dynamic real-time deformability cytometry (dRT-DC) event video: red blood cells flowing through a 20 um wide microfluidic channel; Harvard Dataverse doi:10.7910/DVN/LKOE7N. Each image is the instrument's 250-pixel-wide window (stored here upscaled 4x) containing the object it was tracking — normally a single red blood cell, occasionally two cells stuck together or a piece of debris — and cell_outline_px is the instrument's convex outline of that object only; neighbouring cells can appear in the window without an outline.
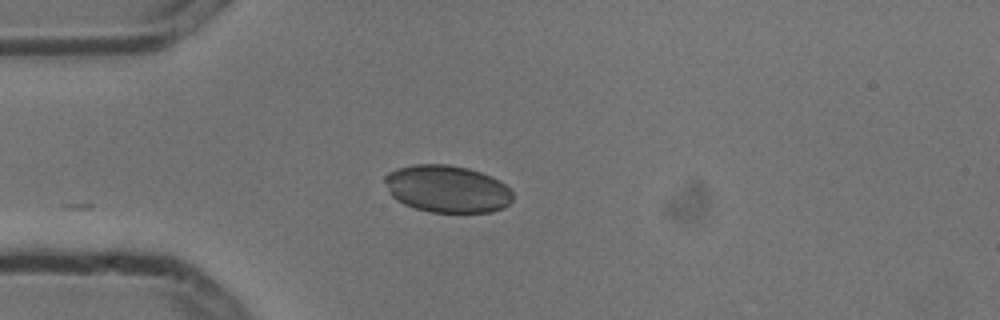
{"species": "common noctule bat (a hibernating species)", "species_latin": "Nyctalus noctula", "temperature_condition": "cold", "stored_images_in_passage": 4, "camera_frame_rate_fps": 3000, "um_per_image_px": 0.085, "animal": {"sex": "male", "body_mass_g": 13.3}, "frame": {"image": 1, "passage_image": 4, "time_ms": 1.0, "image_size_px": [1000, 320], "cell_outline_px": [[512, 200], [504, 208], [492, 212], [428, 212], [404, 204], [396, 200], [388, 192], [384, 180], [384, 176], [388, 172], [396, 168], [412, 164], [448, 164], [468, 168], [492, 176], [500, 180], [512, 192]], "centroid_in_image_um": [37.99, 16.05], "position_along_channel_um": 47.0, "area_um2": 35.55}}